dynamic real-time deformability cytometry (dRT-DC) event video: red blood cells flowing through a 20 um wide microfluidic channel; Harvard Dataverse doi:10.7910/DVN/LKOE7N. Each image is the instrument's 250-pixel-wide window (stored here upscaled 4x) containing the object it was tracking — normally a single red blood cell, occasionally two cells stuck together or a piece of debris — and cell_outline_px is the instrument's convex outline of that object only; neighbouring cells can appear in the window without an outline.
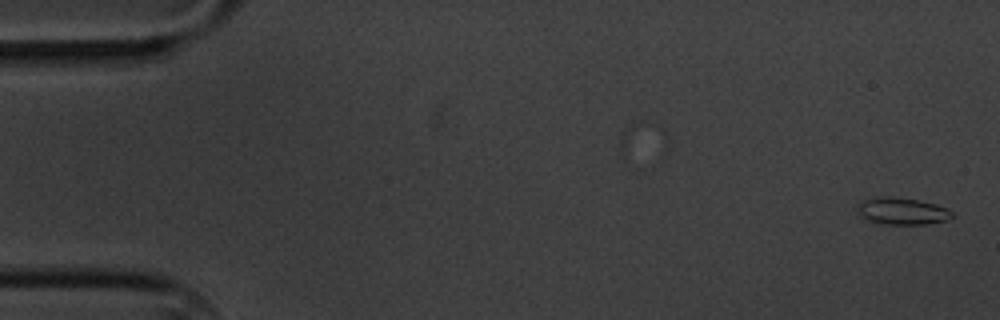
{"species": "common noctule bat (a hibernating species)", "species_latin": "Nyctalus noctula", "temperature_condition": "cold", "stored_images_in_passage": 5, "camera_frame_rate_fps": 3000, "um_per_image_px": 0.085, "animal": {"sex": "male", "body_mass_g": 20.1, "forearm_length_mm": 53.5}, "frame": {"image": 1, "passage_image": 1, "time_ms": 0.0, "image_size_px": [1000, 320], "cell_outline_px": [[956, 216], [948, 220], [928, 224], [884, 224], [868, 220], [856, 216], [860, 204], [864, 200], [880, 196], [888, 196], [916, 200], [936, 204], [948, 208]], "centroid_in_image_um": [76.71, 17.96], "position_along_channel_um": 8.3, "area_um2": 14.97}}
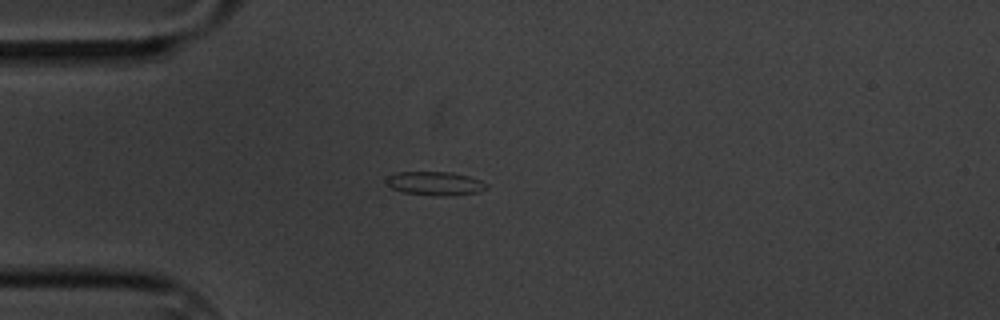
{"frame": {"image": 2, "passage_image": 5, "time_ms": 4.667, "image_size_px": [1000, 320], "cell_outline_px": [[488, 188], [476, 192], [448, 196], [436, 196], [404, 192], [392, 188], [384, 180], [388, 176], [396, 172], [452, 172], [468, 176], [480, 180], [488, 184]], "centroid_in_image_um": [36.98, 15.59], "position_along_channel_um": 48.0, "area_um2": 13.81}}